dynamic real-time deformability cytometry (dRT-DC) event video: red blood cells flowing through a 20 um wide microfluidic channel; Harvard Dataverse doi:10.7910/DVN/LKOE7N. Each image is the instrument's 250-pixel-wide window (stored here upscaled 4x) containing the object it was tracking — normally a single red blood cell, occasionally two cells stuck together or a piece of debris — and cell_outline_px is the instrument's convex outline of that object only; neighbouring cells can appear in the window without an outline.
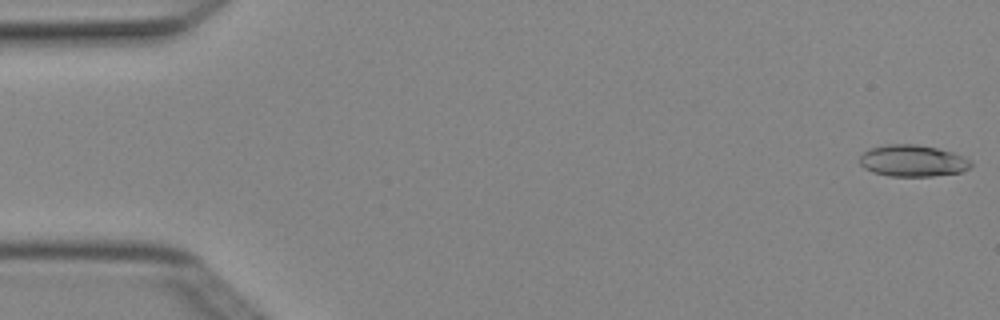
{"species": "Egyptian fruit bat (a non-hibernating species)", "species_latin": "Rousettus aegyptiacus", "temperature_condition": "cold", "stored_images_in_passage": 6, "camera_frame_rate_fps": 3000, "um_per_image_px": 0.085, "animal": {"sex": "female"}, "frame": {"image": 1, "passage_image": 1, "time_ms": 0.0, "image_size_px": [1000, 320], "cell_outline_px": [[972, 164], [964, 172], [932, 176], [888, 176], [872, 172], [864, 168], [860, 164], [860, 156], [864, 152], [872, 148], [888, 144], [916, 144], [936, 148], [952, 152], [964, 156], [972, 160]], "centroid_in_image_um": [77.61, 13.67], "position_along_channel_um": 7.4, "area_um2": 20.58}}
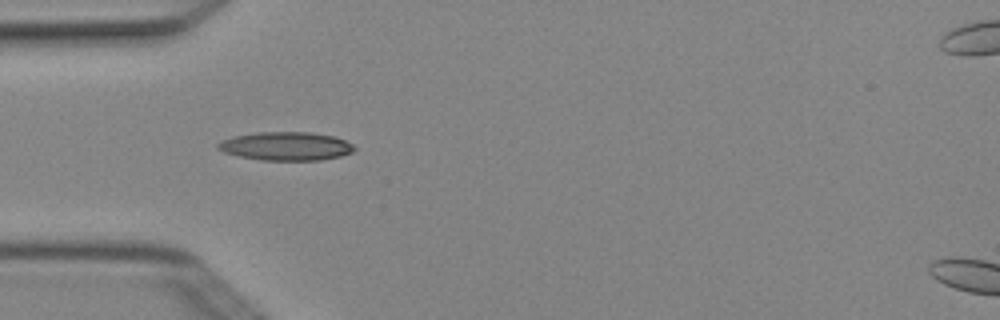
{"frame": {"image": 2, "passage_image": 5, "time_ms": 1.333, "image_size_px": [1000, 320], "cell_outline_px": [[356, 148], [352, 152], [340, 156], [320, 160], [260, 160], [240, 156], [224, 152], [216, 148], [216, 144], [232, 136], [256, 132], [312, 132], [332, 136], [344, 140], [352, 144]], "centroid_in_image_um": [24.29, 12.42], "position_along_channel_um": 60.7, "area_um2": 22.6}}
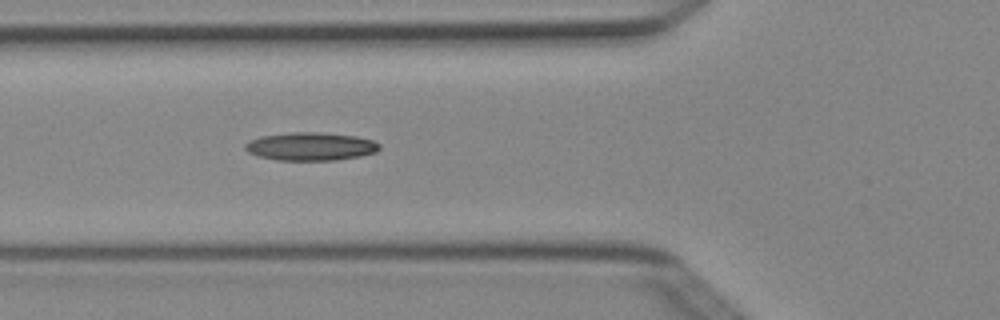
{"frame": {"image": 3, "passage_image": 6, "time_ms": 1.667, "image_size_px": [1000, 320], "cell_outline_px": [[380, 148], [376, 152], [360, 156], [336, 160], [276, 160], [260, 156], [248, 152], [244, 148], [244, 144], [248, 140], [260, 136], [292, 132], [320, 132], [356, 136], [372, 140], [380, 144]], "centroid_in_image_um": [26.39, 12.44], "position_along_channel_um": 99.4, "area_um2": 22.08}}